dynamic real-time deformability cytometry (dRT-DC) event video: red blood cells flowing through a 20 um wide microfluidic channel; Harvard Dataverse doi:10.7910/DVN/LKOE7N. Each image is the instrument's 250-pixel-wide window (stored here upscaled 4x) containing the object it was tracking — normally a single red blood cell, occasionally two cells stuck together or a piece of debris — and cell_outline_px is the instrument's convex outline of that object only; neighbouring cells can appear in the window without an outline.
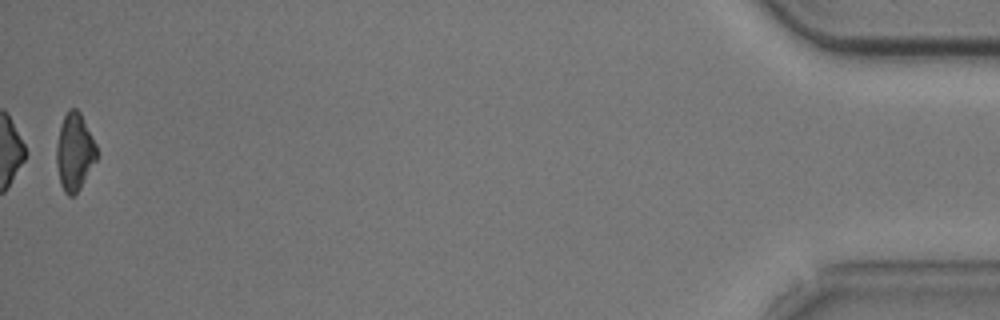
{"species": "common noctule bat (a hibernating species)", "species_latin": "Nyctalus noctula", "temperature_condition": "cold", "stored_images_in_passage": 53, "segment_of_instrument_passage": [2, 2], "camera_frame_rate_fps": 3000, "um_per_image_px": 0.085, "animal": {"sex": "male", "body_mass_g": 20.5, "forearm_length_mm": 52.5}, "frame": {"image": 1, "passage_image": 53, "time_ms": 17.333, "image_size_px": [1000, 320], "cell_outline_px": [[96, 160], [80, 188], [72, 196], [68, 196], [64, 192], [60, 184], [56, 164], [56, 144], [60, 128], [64, 116], [68, 108], [76, 108], [80, 112], [96, 144]], "centroid_in_image_um": [6.32, 12.91], "position_along_channel_um": 428.9, "area_um2": 18.03}}